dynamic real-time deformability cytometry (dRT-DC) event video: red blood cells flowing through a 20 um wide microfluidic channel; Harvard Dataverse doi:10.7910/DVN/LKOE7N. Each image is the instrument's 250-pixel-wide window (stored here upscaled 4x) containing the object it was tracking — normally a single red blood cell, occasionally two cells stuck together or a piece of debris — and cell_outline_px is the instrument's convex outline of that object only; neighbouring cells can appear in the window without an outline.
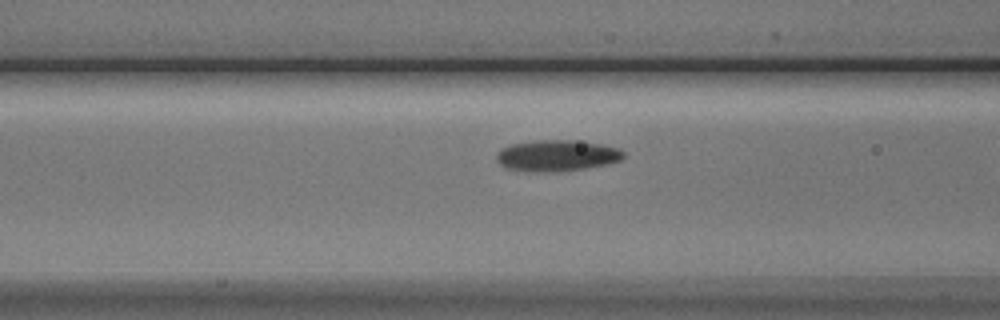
{"species": "Egyptian fruit bat (a non-hibernating species)", "species_latin": "Rousettus aegyptiacus", "temperature_condition": "cold", "stored_images_in_passage": 7, "camera_frame_rate_fps": 3000, "um_per_image_px": 0.085, "animal": {"sex": "male"}, "frame": {"image": 1, "passage_image": 5, "time_ms": 1.333, "image_size_px": [1000, 320], "cell_outline_px": [[624, 156], [620, 160], [608, 164], [560, 172], [528, 172], [504, 168], [496, 160], [496, 152], [500, 148], [512, 144], [536, 140], [572, 140], [600, 144], [620, 148], [624, 152]], "centroid_in_image_um": [47.29, 13.24], "position_along_channel_um": 119.3, "area_um2": 23.41}}